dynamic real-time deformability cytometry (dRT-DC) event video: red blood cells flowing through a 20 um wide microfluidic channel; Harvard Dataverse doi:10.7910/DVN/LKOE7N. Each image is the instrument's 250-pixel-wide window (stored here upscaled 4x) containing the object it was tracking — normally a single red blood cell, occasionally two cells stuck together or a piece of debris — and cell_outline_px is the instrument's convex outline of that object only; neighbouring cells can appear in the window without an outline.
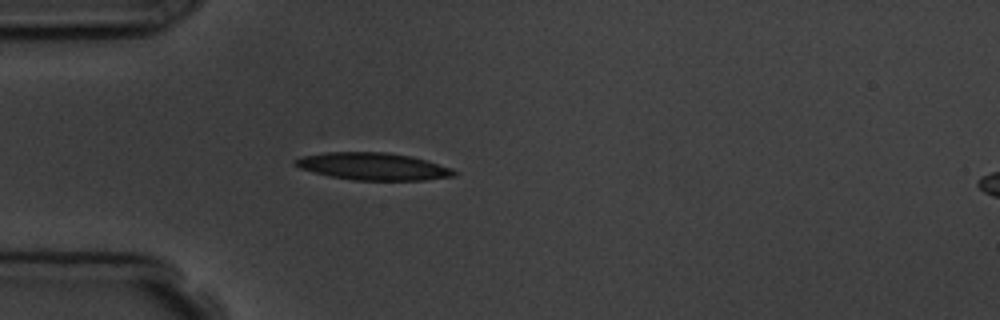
{"species": "common noctule bat (a hibernating species)", "species_latin": "Nyctalus noctula", "temperature_condition": "room temperature", "stored_images_in_passage": 3, "camera_frame_rate_fps": 3000, "um_per_image_px": 0.085, "animal": {"sex": "male", "body_mass_g": 19.5, "forearm_length_mm": 54.6}, "frame": {"image": 1, "passage_image": 3, "time_ms": 2.333, "image_size_px": [1000, 320], "cell_outline_px": [[460, 172], [456, 176], [424, 180], [356, 180], [332, 176], [300, 168], [292, 164], [292, 160], [300, 156], [324, 152], [388, 152], [408, 156], [424, 160], [452, 168]], "centroid_in_image_um": [31.71, 14.14], "position_along_channel_um": 53.3, "area_um2": 25.2}}